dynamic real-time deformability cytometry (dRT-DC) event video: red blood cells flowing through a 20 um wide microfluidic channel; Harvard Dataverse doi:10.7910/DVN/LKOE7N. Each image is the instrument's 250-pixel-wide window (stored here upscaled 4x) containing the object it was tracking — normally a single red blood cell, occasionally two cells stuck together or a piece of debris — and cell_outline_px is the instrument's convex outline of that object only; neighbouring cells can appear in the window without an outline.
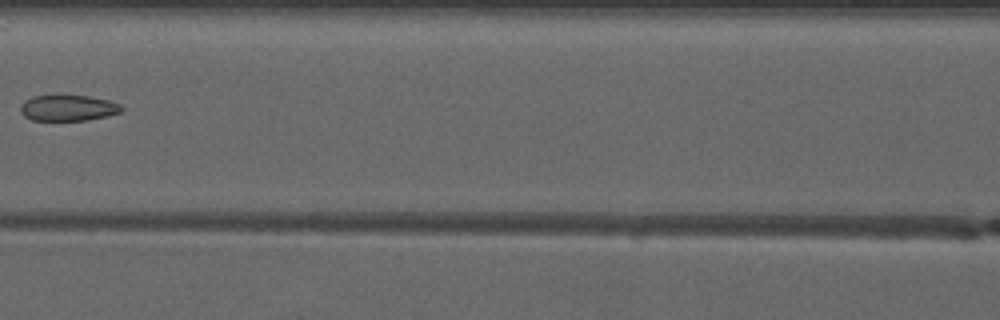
{"species": "common noctule bat (a hibernating species)", "species_latin": "Nyctalus noctula", "temperature_condition": "warm", "stored_images_in_passage": 6, "camera_frame_rate_fps": 3000, "um_per_image_px": 0.085, "animal": {"sex": "male", "forearm_length_mm": 52.5}, "frame": {"image": 1, "passage_image": 6, "time_ms": 6.667, "image_size_px": [1000, 320], "cell_outline_px": [[124, 108], [120, 112], [104, 116], [84, 120], [32, 120], [24, 116], [20, 112], [20, 104], [24, 100], [32, 96], [56, 92], [88, 96], [108, 100], [120, 104]], "centroid_in_image_um": [5.7, 9.11], "position_along_channel_um": 160.9, "area_um2": 15.9}}